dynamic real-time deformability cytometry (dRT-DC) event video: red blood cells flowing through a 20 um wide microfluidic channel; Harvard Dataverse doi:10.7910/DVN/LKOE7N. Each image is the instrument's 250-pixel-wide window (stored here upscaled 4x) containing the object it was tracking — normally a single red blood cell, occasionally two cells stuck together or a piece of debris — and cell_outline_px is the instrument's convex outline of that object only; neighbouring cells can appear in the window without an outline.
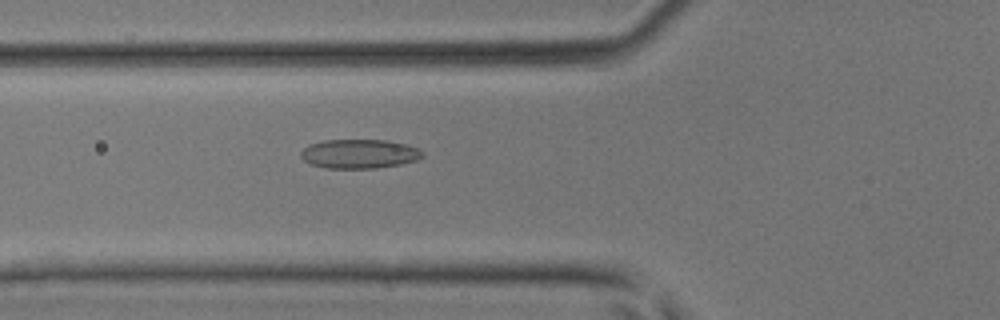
{"species": "common noctule bat (a hibernating species)", "species_latin": "Nyctalus noctula", "temperature_condition": "room temperature", "stored_images_in_passage": 33, "segment_of_instrument_passage": [1, 2], "camera_frame_rate_fps": 3000, "um_per_image_px": 0.085, "animal": {"sex": "male", "body_mass_g": 17.9, "forearm_length_mm": 54.2}, "frame": {"image": 1, "passage_image": 17, "time_ms": 5.333, "image_size_px": [1000, 320], "cell_outline_px": [[424, 156], [416, 160], [400, 164], [376, 168], [324, 168], [312, 164], [304, 160], [300, 156], [300, 152], [308, 144], [324, 140], [388, 140], [420, 148], [424, 152]], "centroid_in_image_um": [30.54, 13.07], "position_along_channel_um": 95.3, "area_um2": 20.75}}
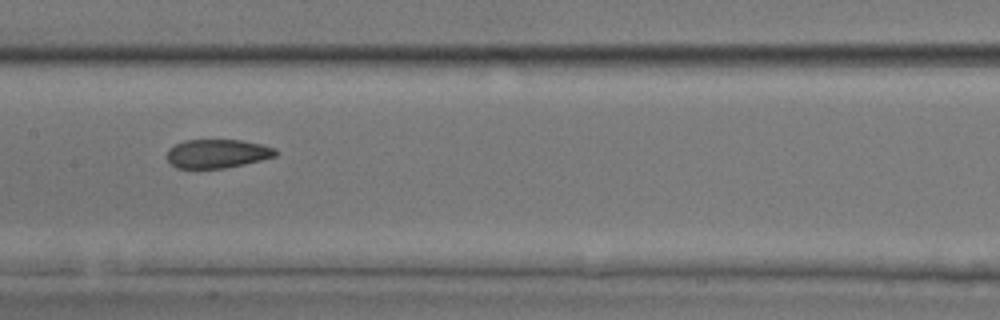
{"frame": {"image": 2, "passage_image": 23, "time_ms": 7.333, "image_size_px": [1000, 320], "cell_outline_px": [[280, 152], [276, 156], [244, 164], [224, 168], [176, 168], [168, 160], [168, 148], [184, 140], [240, 140], [260, 144], [276, 148]], "centroid_in_image_um": [18.49, 13.05], "position_along_channel_um": 188.9, "area_um2": 18.15}}
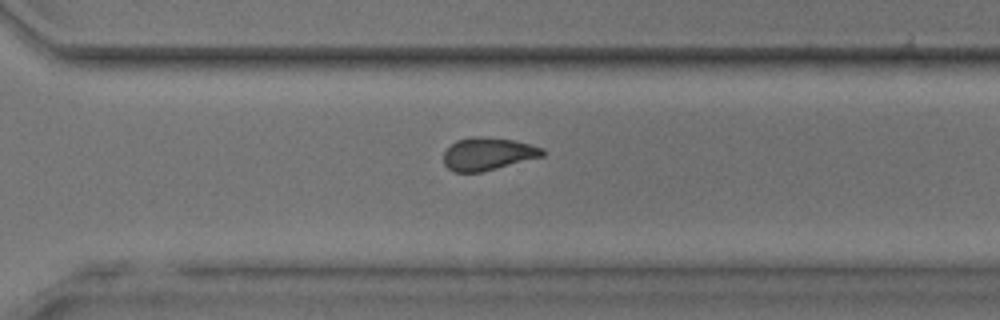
{"frame": {"image": 3, "passage_image": 32, "time_ms": 10.333, "image_size_px": [1000, 320], "cell_outline_px": [[544, 156], [480, 172], [452, 172], [444, 164], [444, 152], [456, 140], [472, 136], [488, 136], [512, 140], [544, 148]], "centroid_in_image_um": [41.45, 13.07], "position_along_channel_um": 329.2, "area_um2": 18.79}}